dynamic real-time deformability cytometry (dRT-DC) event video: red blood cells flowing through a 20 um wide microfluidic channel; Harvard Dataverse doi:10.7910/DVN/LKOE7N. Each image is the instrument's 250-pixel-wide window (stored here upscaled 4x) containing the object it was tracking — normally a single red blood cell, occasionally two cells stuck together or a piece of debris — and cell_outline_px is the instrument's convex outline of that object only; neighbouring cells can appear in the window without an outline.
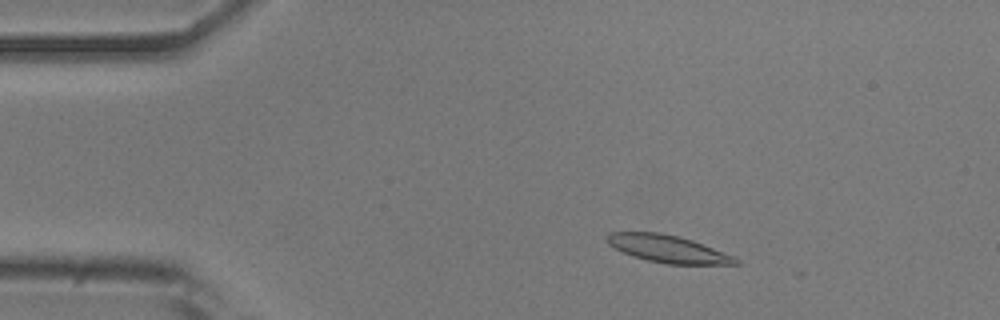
{"species": "common noctule bat (a hibernating species)", "species_latin": "Nyctalus noctula", "temperature_condition": "room temperature", "stored_images_in_passage": 24, "camera_frame_rate_fps": 3000, "um_per_image_px": 0.085, "animal": {"sex": "male", "body_mass_g": 20.5, "forearm_length_mm": 52.5}, "frame": {"image": 1, "passage_image": 7, "time_ms": 2.0, "image_size_px": [1000, 320], "cell_outline_px": [[740, 264], [668, 264], [648, 260], [632, 256], [608, 244], [608, 232], [660, 232], [680, 236], [692, 240], [736, 256], [740, 260]], "centroid_in_image_um": [56.83, 21.15], "position_along_channel_um": 28.2, "area_um2": 20.46}}
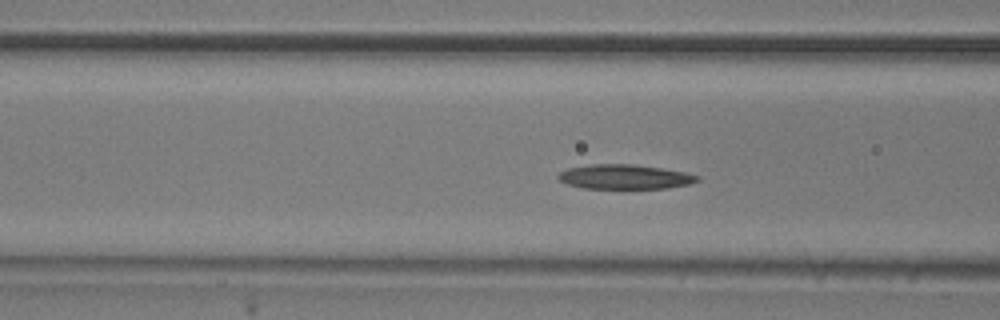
{"frame": {"image": 2, "passage_image": 18, "time_ms": 5.667, "image_size_px": [1000, 320], "cell_outline_px": [[700, 180], [688, 184], [668, 188], [584, 188], [568, 184], [560, 180], [556, 176], [560, 172], [568, 168], [588, 164], [632, 164], [660, 168], [684, 172], [700, 176]], "centroid_in_image_um": [53.09, 15.02], "position_along_channel_um": 113.5, "area_um2": 19.77}}
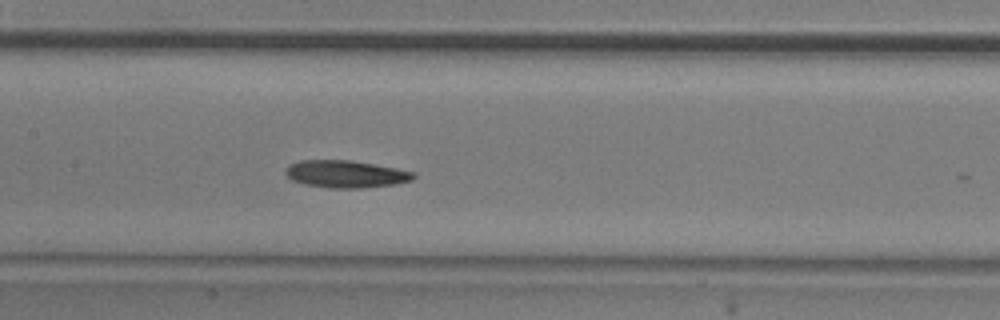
{"frame": {"image": 3, "passage_image": 23, "time_ms": 7.333, "image_size_px": [1000, 320], "cell_outline_px": [[416, 176], [412, 180], [396, 184], [360, 188], [328, 188], [304, 184], [292, 180], [284, 172], [284, 168], [288, 164], [300, 160], [352, 160], [396, 168], [416, 172]], "centroid_in_image_um": [29.37, 14.79], "position_along_channel_um": 178.0, "area_um2": 20.58}}